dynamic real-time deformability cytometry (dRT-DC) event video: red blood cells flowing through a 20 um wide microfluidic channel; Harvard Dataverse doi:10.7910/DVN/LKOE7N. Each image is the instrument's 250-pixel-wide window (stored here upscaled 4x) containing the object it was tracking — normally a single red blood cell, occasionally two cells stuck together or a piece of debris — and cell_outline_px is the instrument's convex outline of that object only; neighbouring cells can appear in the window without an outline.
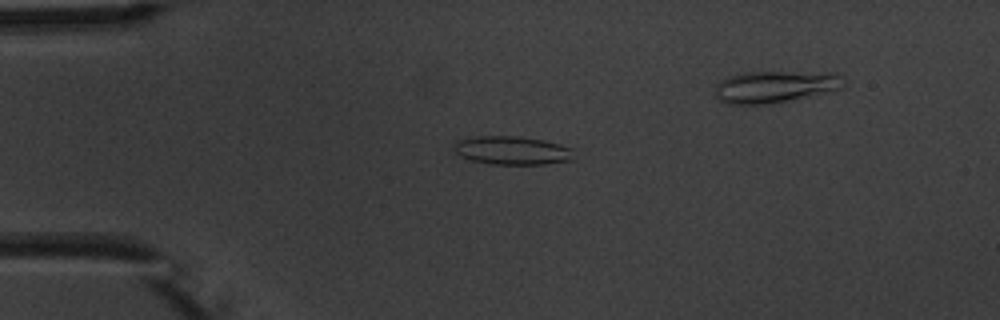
{"species": "common noctule bat (a hibernating species)", "species_latin": "Nyctalus noctula", "temperature_condition": "warm", "stored_images_in_passage": 9, "segment_of_instrument_passage": [1, 2], "camera_frame_rate_fps": 3000, "um_per_image_px": 0.085, "animal": {"sex": "male", "body_mass_g": 20.1, "forearm_length_mm": 53.5}, "frame": {"image": 1, "passage_image": 4, "time_ms": 3.333, "image_size_px": [1000, 320], "cell_outline_px": [[576, 160], [544, 164], [492, 164], [472, 160], [460, 156], [452, 148], [456, 140], [476, 136], [516, 136], [544, 140], [560, 144], [572, 148]], "centroid_in_image_um": [43.56, 12.78], "position_along_channel_um": 41.4, "area_um2": 20.11}}
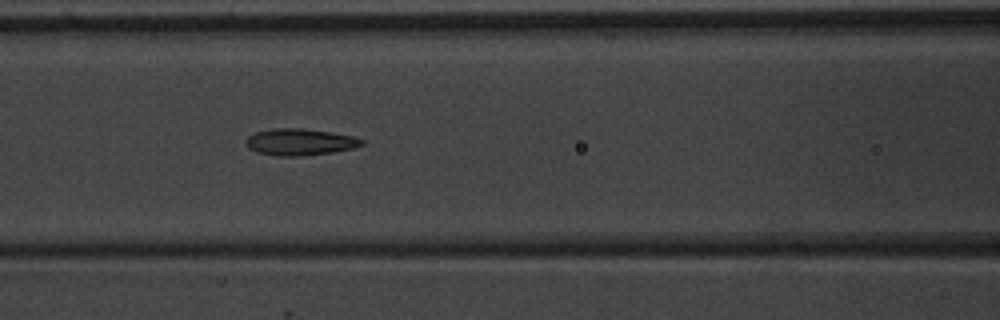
{"frame": {"image": 2, "passage_image": 7, "time_ms": 6.667, "image_size_px": [1000, 320], "cell_outline_px": [[364, 144], [352, 148], [332, 152], [304, 156], [280, 156], [256, 152], [248, 148], [244, 144], [244, 140], [248, 136], [256, 132], [272, 128], [304, 128], [332, 132], [352, 136], [364, 140]], "centroid_in_image_um": [25.45, 12.06], "position_along_channel_um": 141.2, "area_um2": 18.15}}
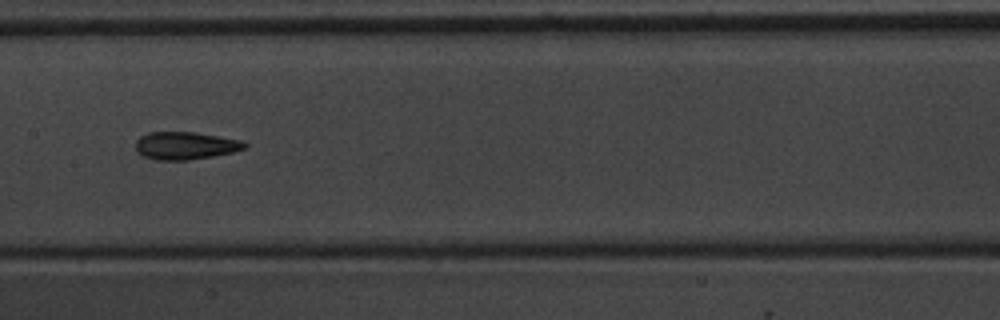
{"frame": {"image": 3, "passage_image": 8, "time_ms": 8.0, "image_size_px": [1000, 320], "cell_outline_px": [[248, 144], [244, 148], [232, 152], [212, 156], [188, 160], [156, 160], [144, 156], [136, 152], [136, 140], [140, 136], [148, 132], [196, 132], [240, 140]], "centroid_in_image_um": [15.71, 12.37], "position_along_channel_um": 191.7, "area_um2": 17.51}}